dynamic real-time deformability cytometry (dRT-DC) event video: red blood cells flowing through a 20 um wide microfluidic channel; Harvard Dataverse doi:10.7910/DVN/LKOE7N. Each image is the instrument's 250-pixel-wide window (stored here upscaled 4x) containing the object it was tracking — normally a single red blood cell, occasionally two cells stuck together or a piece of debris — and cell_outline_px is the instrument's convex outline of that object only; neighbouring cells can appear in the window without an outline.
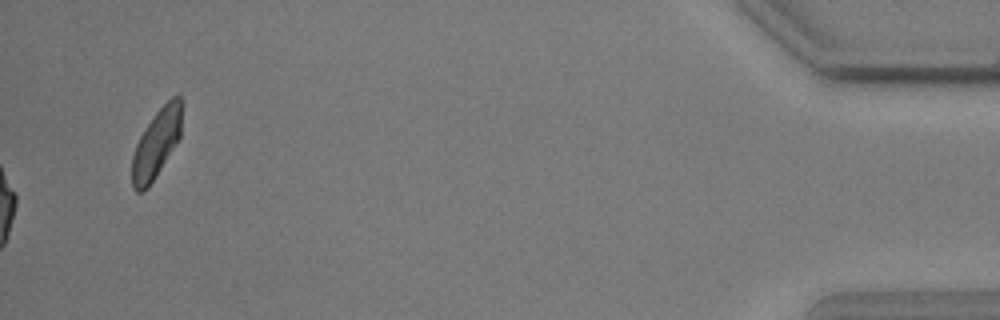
{"species": "common noctule bat (a hibernating species)", "species_latin": "Nyctalus noctula", "temperature_condition": "warm", "stored_images_in_passage": 43, "camera_frame_rate_fps": 3000, "um_per_image_px": 0.085, "animal": {"sex": "male", "body_mass_g": 17.9, "forearm_length_mm": 54.2}, "frame": {"image": 1, "passage_image": 43, "time_ms": 14.0, "image_size_px": [1000, 320], "cell_outline_px": [[180, 140], [144, 192], [136, 192], [132, 188], [132, 156], [136, 144], [144, 128], [156, 112], [172, 96], [180, 96]], "centroid_in_image_um": [13.27, 12.24], "position_along_channel_um": 421.9, "area_um2": 19.59}}